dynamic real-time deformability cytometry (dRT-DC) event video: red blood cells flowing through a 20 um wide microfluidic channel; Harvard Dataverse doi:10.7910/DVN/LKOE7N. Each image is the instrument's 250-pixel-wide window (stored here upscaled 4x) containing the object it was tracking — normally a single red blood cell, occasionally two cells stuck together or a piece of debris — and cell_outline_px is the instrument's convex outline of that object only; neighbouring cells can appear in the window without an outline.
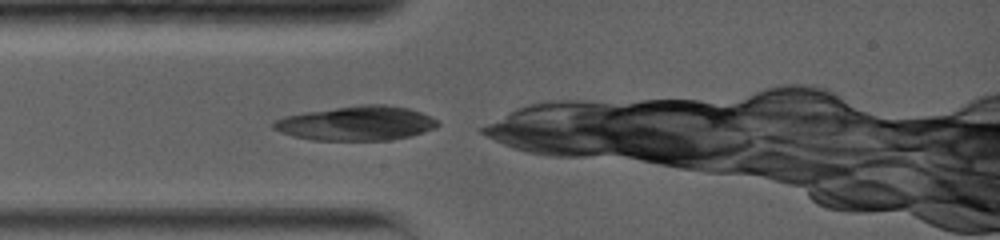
{"species": "common noctule bat (a hibernating species)", "species_latin": "Nyctalus noctula", "temperature_condition": "warm", "stored_images_in_passage": 17, "camera_frame_rate_fps": 5000, "um_per_image_px": 0.085, "animal": {"sex": "female", "body_mass_g": 19.0, "forearm_length_mm": 56.7}, "frame": {"image": 1, "passage_image": 1, "time_ms": 0.0, "image_size_px": [1000, 240], "cell_outline_px": [[440, 124], [436, 128], [412, 136], [388, 140], [312, 140], [292, 136], [280, 132], [272, 128], [272, 120], [284, 116], [304, 112], [360, 104], [384, 104], [408, 108], [420, 112], [436, 120]], "centroid_in_image_um": [30.27, 10.48], "position_along_channel_um": 54.7, "area_um2": 33.12}}
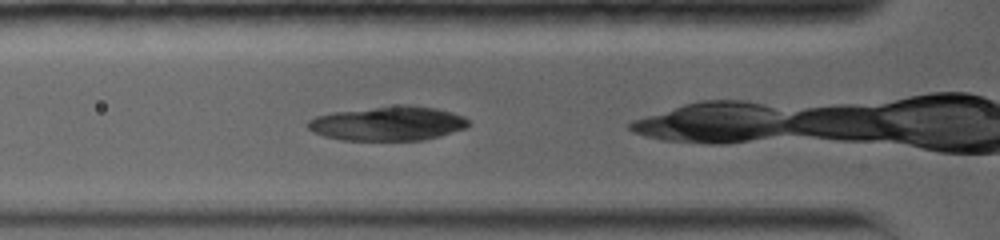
{"frame": {"image": 2, "passage_image": 3, "time_ms": 1.0, "image_size_px": [1000, 240], "cell_outline_px": [[468, 128], [440, 136], [424, 140], [340, 140], [324, 136], [308, 128], [308, 120], [316, 116], [332, 112], [404, 104], [408, 104], [436, 108], [452, 112], [464, 116], [468, 120]], "centroid_in_image_um": [33.02, 10.49], "position_along_channel_um": 92.8, "area_um2": 32.19}}